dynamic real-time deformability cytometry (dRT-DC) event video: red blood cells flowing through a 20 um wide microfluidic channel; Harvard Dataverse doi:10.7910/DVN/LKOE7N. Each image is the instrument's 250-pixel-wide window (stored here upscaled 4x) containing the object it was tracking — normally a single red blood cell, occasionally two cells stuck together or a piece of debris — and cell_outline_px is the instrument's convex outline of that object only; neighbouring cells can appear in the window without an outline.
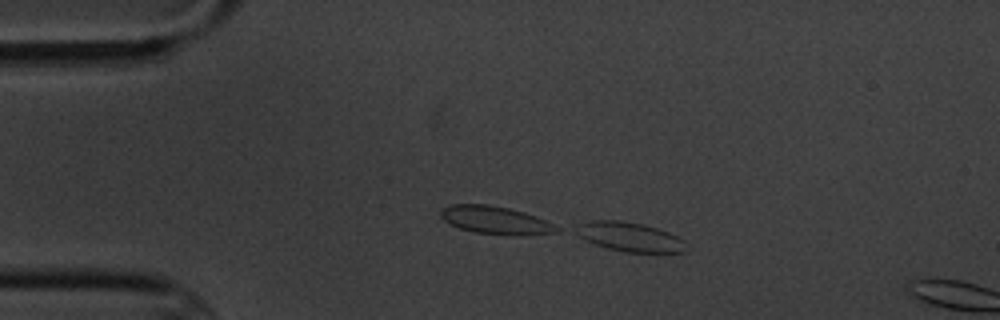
{"species": "common noctule bat (a hibernating species)", "species_latin": "Nyctalus noctula", "temperature_condition": "cold", "stored_images_in_passage": 6, "camera_frame_rate_fps": 3000, "um_per_image_px": 0.085, "animal": {"sex": "male", "body_mass_g": 20.1, "forearm_length_mm": 53.5}, "frame": {"image": 1, "passage_image": 4, "time_ms": 3.333, "image_size_px": [1000, 320], "cell_outline_px": [[684, 252], [624, 252], [608, 248], [584, 240], [572, 232], [572, 228], [580, 224], [592, 220], [620, 220], [644, 224], [668, 232], [684, 240]], "centroid_in_image_um": [53.43, 20.12], "position_along_channel_um": 31.6, "area_um2": 18.79}}